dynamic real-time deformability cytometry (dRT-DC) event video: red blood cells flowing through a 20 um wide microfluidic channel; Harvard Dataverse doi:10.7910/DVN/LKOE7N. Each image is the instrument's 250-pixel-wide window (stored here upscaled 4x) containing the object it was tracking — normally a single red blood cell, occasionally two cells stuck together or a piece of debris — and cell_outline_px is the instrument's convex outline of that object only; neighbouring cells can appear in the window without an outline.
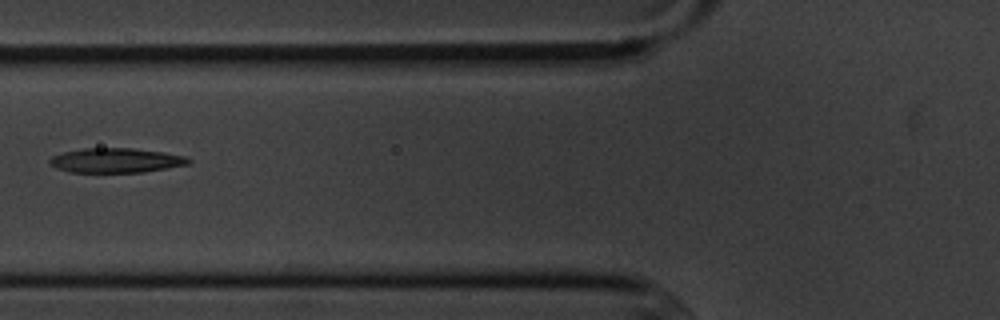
{"species": "common noctule bat (a hibernating species)", "species_latin": "Nyctalus noctula", "temperature_condition": "cold", "stored_images_in_passage": 2, "camera_frame_rate_fps": 3000, "um_per_image_px": 0.085, "animal": {"sex": "male", "body_mass_g": 20.1, "forearm_length_mm": 53.5}, "frame": {"image": 1, "passage_image": 2, "time_ms": 2.0, "image_size_px": [1000, 320], "cell_outline_px": [[192, 160], [188, 164], [144, 172], [68, 172], [56, 168], [48, 164], [48, 160], [52, 156], [64, 152], [84, 148], [132, 148], [164, 152], [184, 156]], "centroid_in_image_um": [9.82, 13.63], "position_along_channel_um": 116.0, "area_um2": 19.88}}